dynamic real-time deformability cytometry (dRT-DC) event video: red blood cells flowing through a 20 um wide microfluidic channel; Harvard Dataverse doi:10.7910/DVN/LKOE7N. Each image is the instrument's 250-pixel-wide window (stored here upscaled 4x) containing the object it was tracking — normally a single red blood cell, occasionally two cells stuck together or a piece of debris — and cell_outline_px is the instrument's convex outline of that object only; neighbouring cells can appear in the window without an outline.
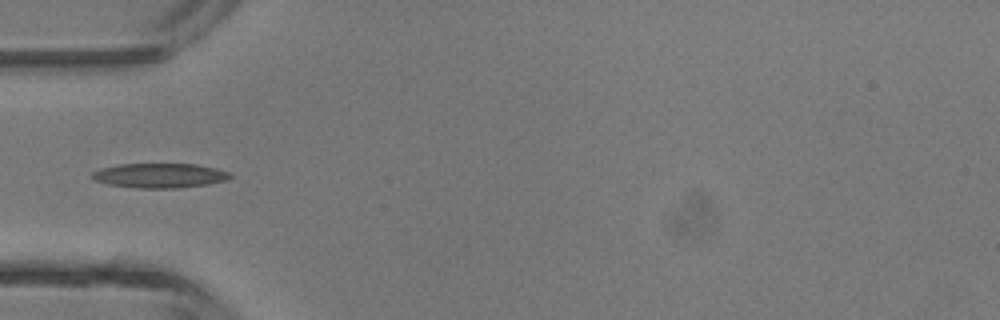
{"species": "common noctule bat (a hibernating species)", "species_latin": "Nyctalus noctula", "temperature_condition": "room temperature", "stored_images_in_passage": 5, "camera_frame_rate_fps": 3000, "um_per_image_px": 0.085, "animal": {"sex": "male", "body_mass_g": 13.3}, "frame": {"image": 1, "passage_image": 5, "time_ms": 4.333, "image_size_px": [1000, 320], "cell_outline_px": [[232, 176], [228, 180], [208, 184], [176, 188], [136, 188], [108, 184], [96, 180], [92, 176], [92, 172], [100, 168], [120, 164], [196, 164], [216, 168], [228, 172]], "centroid_in_image_um": [13.59, 14.92], "position_along_channel_um": 71.4, "area_um2": 19.71}}